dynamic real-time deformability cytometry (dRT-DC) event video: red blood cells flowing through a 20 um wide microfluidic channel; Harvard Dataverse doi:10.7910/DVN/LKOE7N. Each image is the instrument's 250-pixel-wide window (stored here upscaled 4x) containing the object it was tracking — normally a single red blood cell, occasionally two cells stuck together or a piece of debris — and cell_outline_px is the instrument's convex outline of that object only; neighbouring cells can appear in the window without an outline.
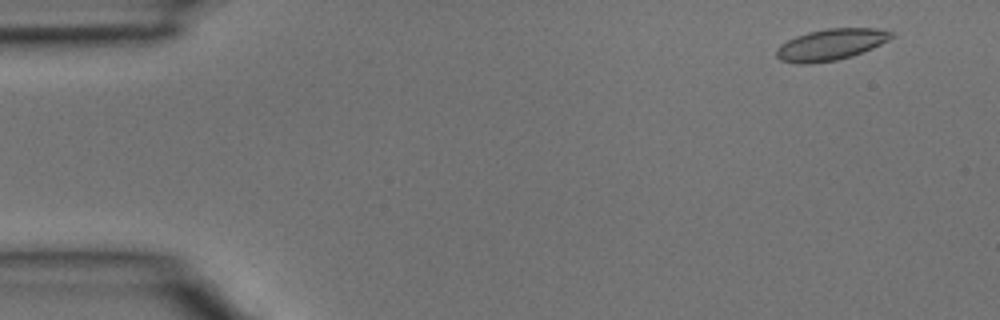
{"species": "common noctule bat (a hibernating species)", "species_latin": "Nyctalus noctula", "temperature_condition": "room temperature", "stored_images_in_passage": 3, "camera_frame_rate_fps": 3000, "um_per_image_px": 0.085, "animal": {"sex": "male", "body_mass_g": 15.6}, "frame": {"image": 1, "passage_image": 1, "time_ms": 0.0, "image_size_px": [1000, 320], "cell_outline_px": [[896, 36], [872, 48], [852, 56], [836, 60], [812, 64], [796, 64], [780, 60], [776, 56], [776, 48], [780, 44], [796, 36], [808, 32], [828, 28], [876, 28], [896, 32]], "centroid_in_image_um": [70.62, 3.79], "position_along_channel_um": 14.4, "area_um2": 21.21}}